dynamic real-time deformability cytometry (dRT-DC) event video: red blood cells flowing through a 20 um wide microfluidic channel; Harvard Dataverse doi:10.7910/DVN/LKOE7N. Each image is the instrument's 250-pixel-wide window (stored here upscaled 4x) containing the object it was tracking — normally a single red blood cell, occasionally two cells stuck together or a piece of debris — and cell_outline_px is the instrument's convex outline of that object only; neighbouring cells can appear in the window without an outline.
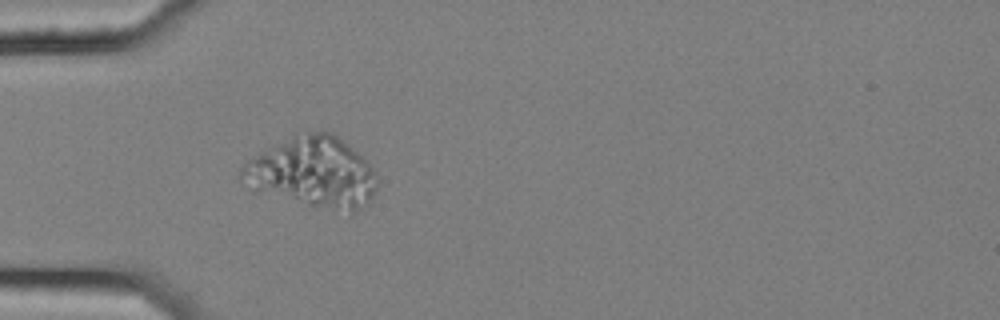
{"species": "common noctule bat (a hibernating species)", "species_latin": "Nyctalus noctula", "temperature_condition": "cold", "stored_images_in_passage": 5, "camera_frame_rate_fps": 3000, "um_per_image_px": 0.085, "animal": {"sex": "female", "body_mass_g": 25.1}, "frame": {"image": 1, "passage_image": 5, "time_ms": 1.333, "image_size_px": [1000, 320], "cell_outline_px": [[380, 180], [376, 192], [372, 200], [368, 204], [352, 216], [252, 192], [240, 176], [240, 168], [248, 160], [260, 152], [292, 136], [308, 132], [332, 132], [348, 144], [376, 172]], "centroid_in_image_um": [26.63, 14.74], "position_along_channel_um": 58.4, "area_um2": 56.82}}